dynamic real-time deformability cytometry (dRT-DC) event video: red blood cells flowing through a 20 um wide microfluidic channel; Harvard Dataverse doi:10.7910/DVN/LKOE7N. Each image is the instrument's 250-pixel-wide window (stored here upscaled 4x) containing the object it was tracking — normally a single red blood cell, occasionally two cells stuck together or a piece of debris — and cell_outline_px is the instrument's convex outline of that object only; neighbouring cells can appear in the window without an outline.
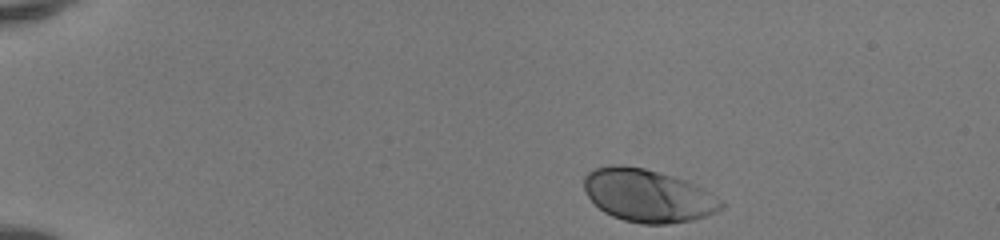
{"species": "human", "species_latin": "Homo sapiens", "temperature_condition": "room temperature", "stored_images_in_passage": 42, "camera_frame_rate_fps": 3000, "um_per_image_px": 0.085, "donor": {"sex": "female"}, "frame": {"image": 1, "passage_image": 1, "time_ms": 0.0, "image_size_px": [1000, 240], "cell_outline_px": [[724, 208], [708, 216], [692, 220], [668, 224], [644, 224], [624, 220], [612, 216], [604, 212], [588, 196], [584, 188], [584, 176], [588, 172], [596, 168], [608, 164], [620, 164], [644, 168], [672, 176], [684, 180], [724, 200]], "centroid_in_image_um": [55.07, 16.63], "position_along_channel_um": 29.9, "area_um2": 42.14}}
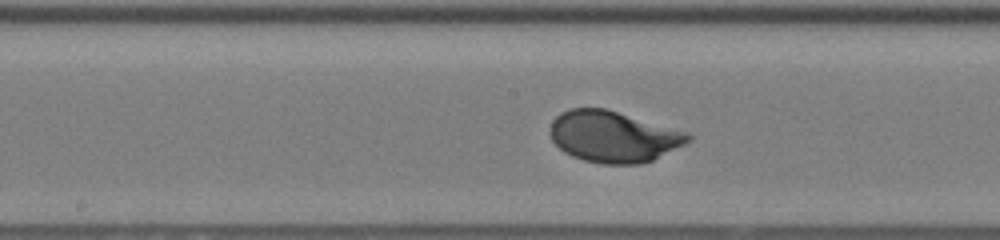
{"frame": {"image": 2, "passage_image": 20, "time_ms": 6.333, "image_size_px": [1000, 240], "cell_outline_px": [[692, 140], [652, 160], [640, 164], [604, 164], [584, 160], [572, 156], [564, 152], [552, 140], [548, 132], [548, 128], [552, 120], [560, 112], [568, 108], [604, 108], [688, 132], [692, 136]], "centroid_in_image_um": [52.09, 11.6], "position_along_channel_um": 196.1, "area_um2": 41.21}}
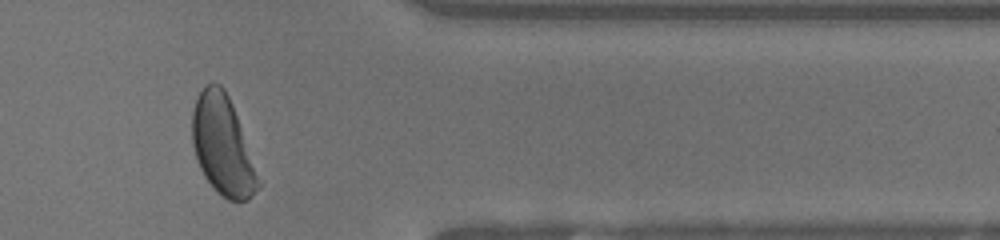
{"frame": {"image": 3, "passage_image": 35, "time_ms": 11.333, "image_size_px": [1000, 240], "cell_outline_px": [[260, 184], [252, 196], [248, 200], [228, 200], [220, 196], [216, 192], [204, 176], [200, 168], [192, 144], [192, 112], [196, 100], [200, 92], [212, 80], [220, 84], [224, 88], [232, 104]], "centroid_in_image_um": [18.88, 12.37], "position_along_channel_um": 392.5, "area_um2": 37.4}, "authors_computed_cell_mechanics": {"area_um2": 41.1536, "velocity_mm_per_s": 4.1079, "shape_relaxation_time_tau1_ms": 1.8211, "shape_relaxation_time_tau2_ms": null, "deformation_change_tau1": 0.138, "deformation_change_tau2": null}}